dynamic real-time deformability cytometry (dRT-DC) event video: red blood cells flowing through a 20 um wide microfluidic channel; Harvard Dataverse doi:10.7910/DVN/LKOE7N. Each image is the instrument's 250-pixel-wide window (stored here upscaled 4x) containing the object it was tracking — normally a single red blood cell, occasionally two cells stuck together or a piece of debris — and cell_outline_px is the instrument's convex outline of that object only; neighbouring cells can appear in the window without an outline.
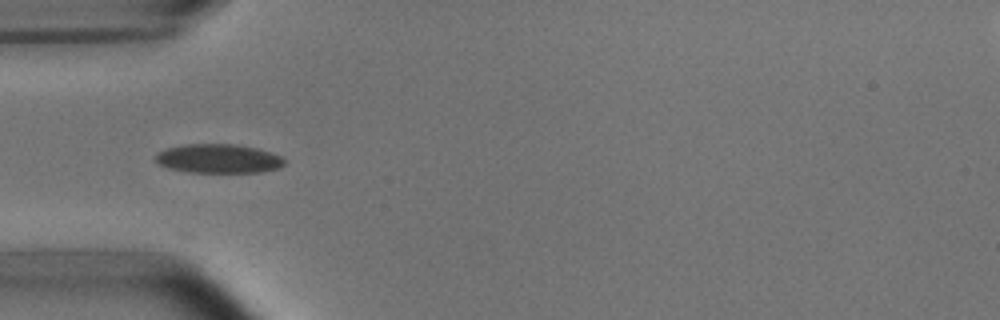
{"species": "common noctule bat (a hibernating species)", "species_latin": "Nyctalus noctula", "temperature_condition": "room temperature", "stored_images_in_passage": 37, "camera_frame_rate_fps": 3000, "um_per_image_px": 0.085, "animal": {"sex": "male", "body_mass_g": 15.6}, "frame": {"image": 1, "passage_image": 1, "time_ms": 0.0, "image_size_px": [1000, 320], "cell_outline_px": [[284, 164], [280, 168], [264, 172], [188, 172], [168, 168], [160, 164], [156, 160], [156, 156], [160, 152], [168, 148], [188, 144], [236, 144], [256, 148], [272, 152], [280, 156], [284, 160]], "centroid_in_image_um": [18.62, 13.49], "position_along_channel_um": 66.4, "area_um2": 21.68}}
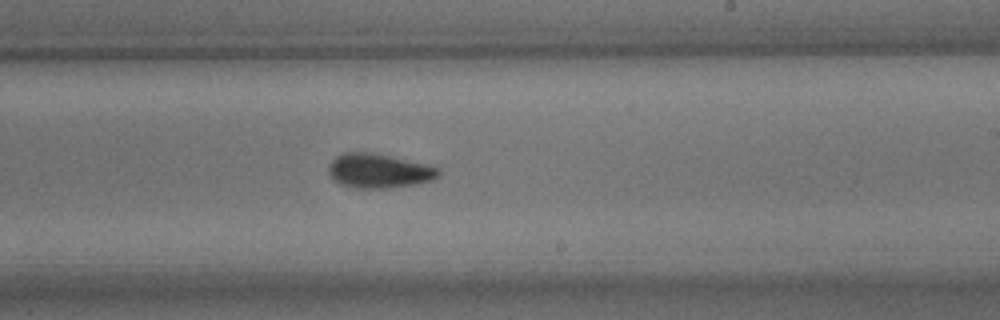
{"frame": {"image": 2, "passage_image": 16, "time_ms": 5.0, "image_size_px": [1000, 320], "cell_outline_px": [[440, 176], [432, 180], [416, 184], [384, 188], [356, 188], [340, 184], [332, 180], [328, 172], [328, 168], [332, 160], [340, 152], [364, 152], [388, 156], [428, 164], [440, 168]], "centroid_in_image_um": [32.19, 14.53], "position_along_channel_um": 256.8, "area_um2": 22.02}}
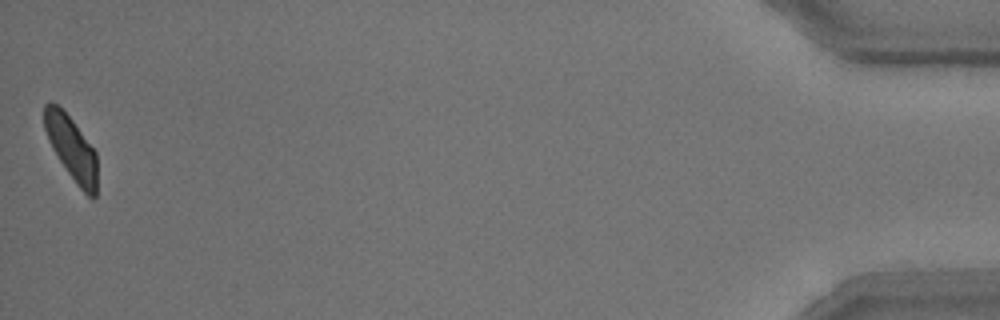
{"frame": {"image": 3, "passage_image": 37, "time_ms": 12.0, "image_size_px": [1000, 320], "cell_outline_px": [[96, 196], [92, 200], [76, 184], [52, 148], [48, 140], [44, 128], [44, 104], [52, 100], [72, 120], [96, 152]], "centroid_in_image_um": [6.06, 12.59], "position_along_channel_um": 429.1, "area_um2": 19.36}, "authors_computed_cell_mechanics": {"area_um2": 21.386, "velocity_mm_per_s": 3.7971, "shape_relaxation_time_tau1_ms": 4.0125, "shape_relaxation_time_tau2_ms": 2.0146, "deformation_change_tau1": 0.1297, "deformation_change_tau2": 0.0568}}